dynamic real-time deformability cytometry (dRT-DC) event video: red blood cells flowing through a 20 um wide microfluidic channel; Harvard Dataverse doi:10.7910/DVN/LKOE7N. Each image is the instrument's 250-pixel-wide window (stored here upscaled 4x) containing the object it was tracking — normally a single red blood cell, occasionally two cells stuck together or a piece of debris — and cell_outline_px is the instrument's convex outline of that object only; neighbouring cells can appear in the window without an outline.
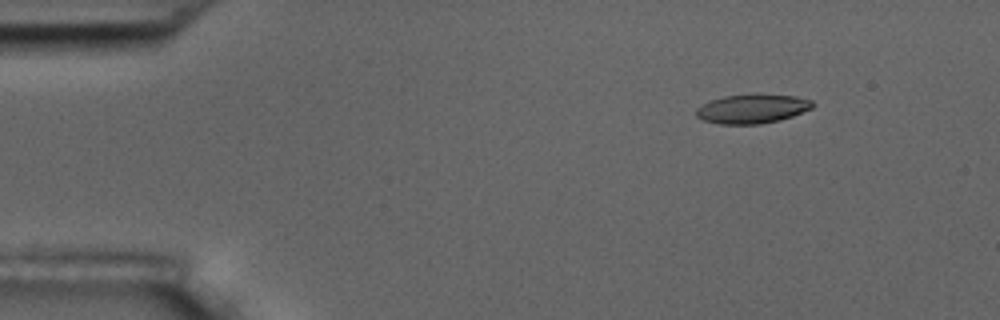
{"species": "common noctule bat (a hibernating species)", "species_latin": "Nyctalus noctula", "temperature_condition": "room temperature", "stored_images_in_passage": 8, "camera_frame_rate_fps": 3000, "um_per_image_px": 0.085, "animal": {"sex": "male", "body_mass_g": 17.5, "forearm_length_mm": 52.3}, "frame": {"image": 1, "passage_image": 2, "time_ms": 1.0, "image_size_px": [1000, 320], "cell_outline_px": [[816, 104], [812, 108], [792, 116], [780, 120], [760, 124], [716, 124], [704, 120], [696, 116], [696, 108], [712, 100], [724, 96], [796, 96], [812, 100]], "centroid_in_image_um": [63.95, 9.28], "position_along_channel_um": 21.1, "area_um2": 19.19}}
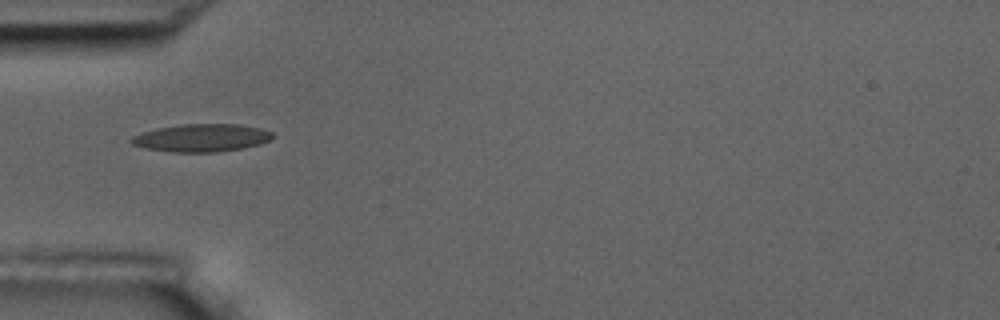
{"frame": {"image": 2, "passage_image": 5, "time_ms": 4.667, "image_size_px": [1000, 320], "cell_outline_px": [[276, 136], [260, 144], [240, 148], [216, 152], [172, 152], [148, 148], [132, 144], [128, 140], [132, 136], [140, 132], [156, 128], [180, 124], [240, 124], [260, 128], [272, 132]], "centroid_in_image_um": [17.11, 11.7], "position_along_channel_um": 67.9, "area_um2": 22.89}}
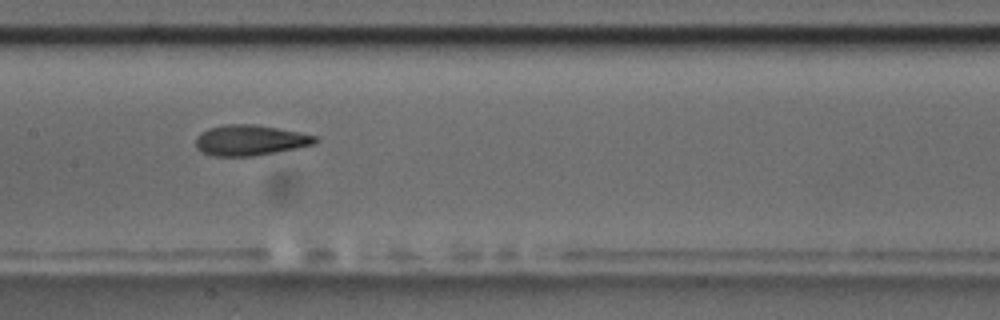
{"frame": {"image": 3, "passage_image": 8, "time_ms": 8.0, "image_size_px": [1000, 320], "cell_outline_px": [[320, 140], [316, 144], [256, 156], [212, 156], [196, 148], [196, 136], [200, 132], [208, 128], [224, 124], [252, 124], [300, 132], [316, 136]], "centroid_in_image_um": [21.26, 11.92], "position_along_channel_um": 186.1, "area_um2": 21.39}}